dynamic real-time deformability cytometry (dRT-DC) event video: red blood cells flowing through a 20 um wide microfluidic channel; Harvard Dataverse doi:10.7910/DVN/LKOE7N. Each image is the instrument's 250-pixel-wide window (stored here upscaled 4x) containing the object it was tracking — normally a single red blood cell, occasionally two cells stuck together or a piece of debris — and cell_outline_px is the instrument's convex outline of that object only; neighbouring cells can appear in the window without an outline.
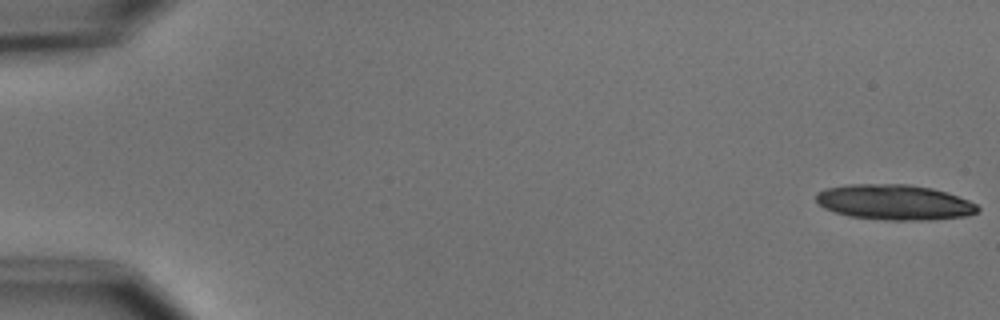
{"species": "common noctule bat (a hibernating species)", "species_latin": "Nyctalus noctula", "temperature_condition": "cold", "stored_images_in_passage": 5, "camera_frame_rate_fps": 3000, "um_per_image_px": 0.085, "animal": {"sex": "male", "body_mass_g": 15.6}, "frame": {"image": 1, "passage_image": 1, "time_ms": 0.0, "image_size_px": [1000, 320], "cell_outline_px": [[980, 208], [976, 212], [964, 216], [932, 220], [884, 220], [848, 216], [824, 208], [816, 200], [816, 192], [824, 188], [848, 184], [908, 184], [932, 188], [968, 200], [976, 204]], "centroid_in_image_um": [75.98, 17.19], "position_along_channel_um": 9.0, "area_um2": 33.23}}